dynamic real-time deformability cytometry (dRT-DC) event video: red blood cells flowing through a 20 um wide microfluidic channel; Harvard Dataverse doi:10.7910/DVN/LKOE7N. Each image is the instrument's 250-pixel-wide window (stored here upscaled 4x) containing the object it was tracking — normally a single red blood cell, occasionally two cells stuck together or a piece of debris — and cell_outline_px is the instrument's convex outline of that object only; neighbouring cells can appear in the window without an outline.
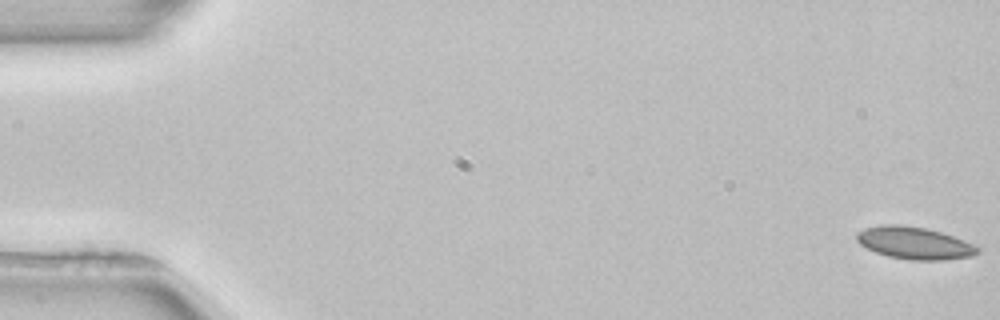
{"species": "common noctule bat (a hibernating species)", "species_latin": "Nyctalus noctula", "temperature_condition": "room temperature", "stored_images_in_passage": 53, "camera_frame_rate_fps": 3000, "um_per_image_px": 0.085, "animal": {"sex": "female", "body_mass_g": 22.7, "forearm_length_mm": 54.2}, "frame": {"image": 1, "passage_image": 1, "time_ms": 0.0, "image_size_px": [1000, 320], "cell_outline_px": [[980, 252], [972, 256], [940, 260], [912, 260], [888, 256], [876, 252], [860, 244], [856, 240], [856, 232], [864, 228], [880, 224], [900, 224], [924, 228], [940, 232], [964, 240], [980, 248]], "centroid_in_image_um": [77.69, 20.65], "position_along_channel_um": 7.3, "area_um2": 22.66}}
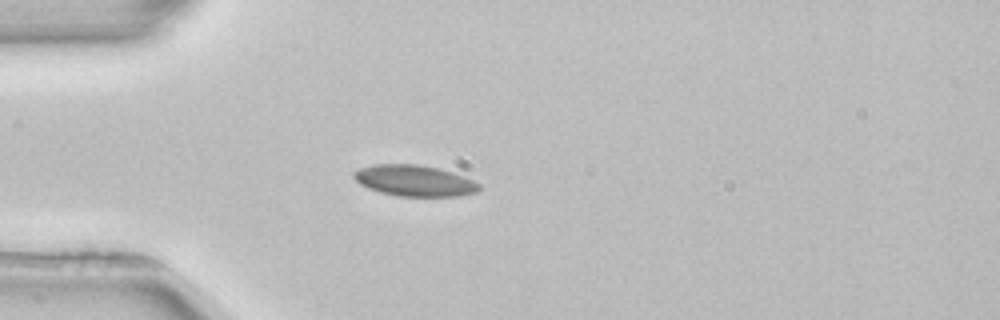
{"frame": {"image": 2, "passage_image": 15, "time_ms": 4.667, "image_size_px": [1000, 320], "cell_outline_px": [[480, 192], [460, 196], [396, 196], [380, 192], [368, 188], [360, 184], [352, 176], [352, 172], [360, 168], [376, 164], [416, 164], [436, 168], [452, 172], [464, 176], [480, 184]], "centroid_in_image_um": [35.23, 15.36], "position_along_channel_um": 49.8, "area_um2": 22.77}}
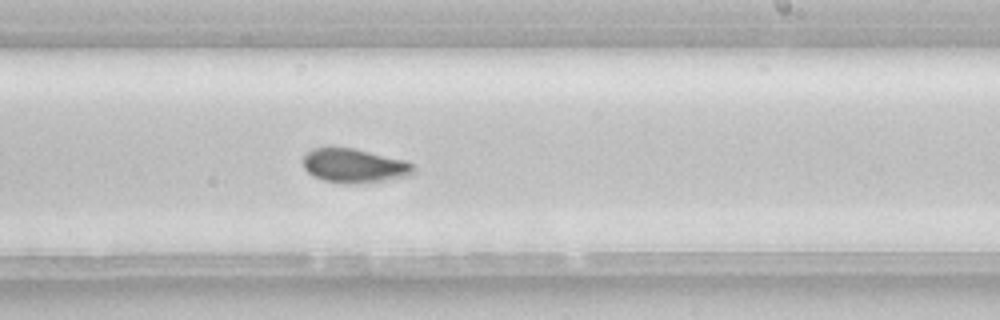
{"frame": {"image": 3, "passage_image": 32, "time_ms": 10.333, "image_size_px": [1000, 320], "cell_outline_px": [[416, 168], [408, 176], [380, 180], [348, 184], [344, 184], [324, 180], [312, 176], [304, 168], [304, 156], [312, 148], [352, 148], [408, 160]], "centroid_in_image_um": [30.11, 14.08], "position_along_channel_um": 258.9, "area_um2": 21.68}, "authors_computed_cell_mechanics": {"area_um2": 21.8484, "velocity_mm_per_s": 3.9288, "shape_relaxation_time_tau1_ms": 4.3127, "shape_relaxation_time_tau2_ms": 3.1207, "deformation_change_tau1": 0.1055, "deformation_change_tau2": 0.0584}}